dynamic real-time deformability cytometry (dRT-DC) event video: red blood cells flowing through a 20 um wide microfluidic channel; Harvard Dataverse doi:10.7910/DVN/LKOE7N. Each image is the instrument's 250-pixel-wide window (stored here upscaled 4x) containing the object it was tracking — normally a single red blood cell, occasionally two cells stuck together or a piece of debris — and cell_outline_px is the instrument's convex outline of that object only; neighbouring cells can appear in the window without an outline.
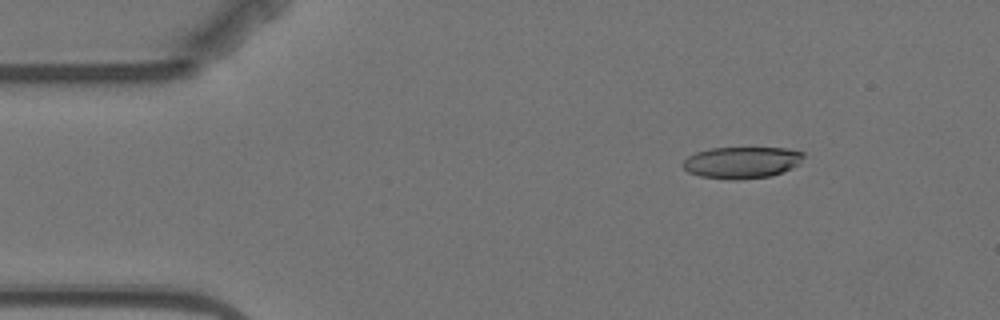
{"species": "Egyptian fruit bat (a non-hibernating species)", "species_latin": "Rousettus aegyptiacus", "temperature_condition": "warm", "stored_images_in_passage": 5, "camera_frame_rate_fps": 3000, "um_per_image_px": 0.085, "animal": {"sex": "female"}, "frame": {"image": 1, "passage_image": 1, "time_ms": 0.0, "image_size_px": [1000, 320], "cell_outline_px": [[804, 156], [800, 164], [792, 168], [772, 176], [736, 180], [728, 180], [700, 176], [688, 172], [680, 164], [688, 156], [696, 152], [712, 148], [784, 148], [804, 152]], "centroid_in_image_um": [63.05, 13.82], "position_along_channel_um": 22.0, "area_um2": 22.43}}
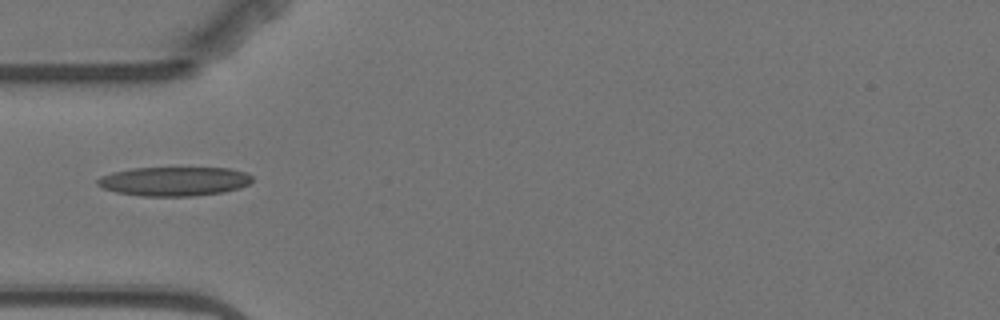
{"frame": {"image": 2, "passage_image": 4, "time_ms": 3.333, "image_size_px": [1000, 320], "cell_outline_px": [[252, 180], [248, 184], [240, 188], [224, 192], [192, 196], [140, 196], [116, 192], [104, 188], [96, 184], [96, 180], [100, 176], [112, 172], [132, 168], [228, 168], [244, 172], [252, 176]], "centroid_in_image_um": [14.78, 15.41], "position_along_channel_um": 70.2, "area_um2": 26.3}}
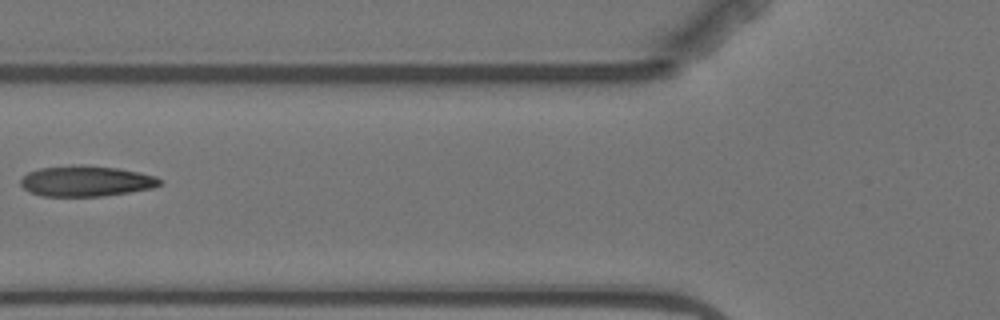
{"frame": {"image": 3, "passage_image": 5, "time_ms": 4.667, "image_size_px": [1000, 320], "cell_outline_px": [[164, 184], [152, 188], [128, 192], [100, 196], [40, 196], [28, 192], [20, 184], [20, 180], [28, 172], [40, 168], [80, 164], [84, 164], [116, 168], [140, 172], [156, 176], [164, 180]], "centroid_in_image_um": [7.34, 15.39], "position_along_channel_um": 118.5, "area_um2": 25.09}}